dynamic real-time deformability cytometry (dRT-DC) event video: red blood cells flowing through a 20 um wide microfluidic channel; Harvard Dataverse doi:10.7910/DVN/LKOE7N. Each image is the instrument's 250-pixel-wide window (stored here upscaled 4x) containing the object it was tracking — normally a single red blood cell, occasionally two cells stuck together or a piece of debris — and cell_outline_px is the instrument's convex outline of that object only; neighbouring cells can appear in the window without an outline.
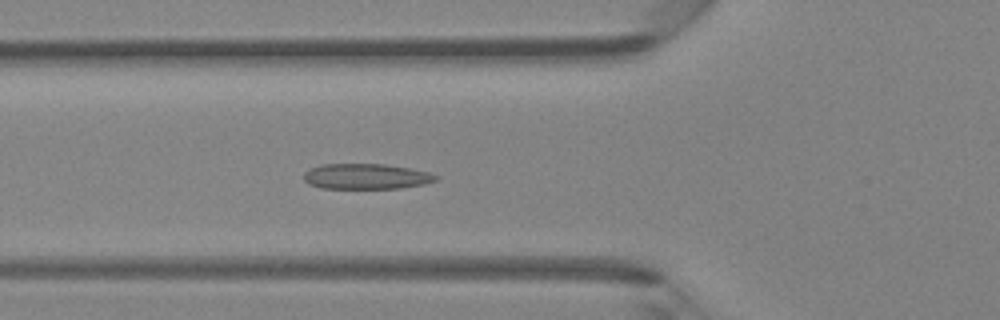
{"species": "Egyptian fruit bat (a non-hibernating species)", "species_latin": "Rousettus aegyptiacus", "temperature_condition": "room temperature", "stored_images_in_passage": 47, "camera_frame_rate_fps": 3000, "um_per_image_px": 0.085, "animal": {"sex": "female"}, "frame": {"image": 1, "passage_image": 17, "time_ms": 5.333, "image_size_px": [1000, 320], "cell_outline_px": [[440, 176], [436, 180], [424, 184], [400, 188], [320, 188], [308, 184], [304, 180], [304, 172], [320, 164], [384, 164], [408, 168], [428, 172]], "centroid_in_image_um": [31.1, 14.99], "position_along_channel_um": 94.7, "area_um2": 19.54}}
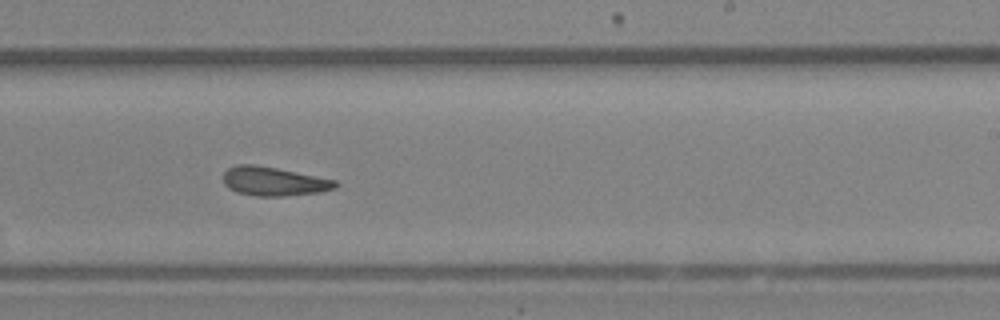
{"frame": {"image": 2, "passage_image": 29, "time_ms": 9.333, "image_size_px": [1000, 320], "cell_outline_px": [[340, 184], [336, 188], [320, 192], [284, 196], [256, 196], [236, 192], [228, 188], [224, 184], [224, 172], [228, 168], [236, 164], [252, 164], [276, 168], [336, 180]], "centroid_in_image_um": [23.27, 15.42], "position_along_channel_um": 265.7, "area_um2": 18.9}}
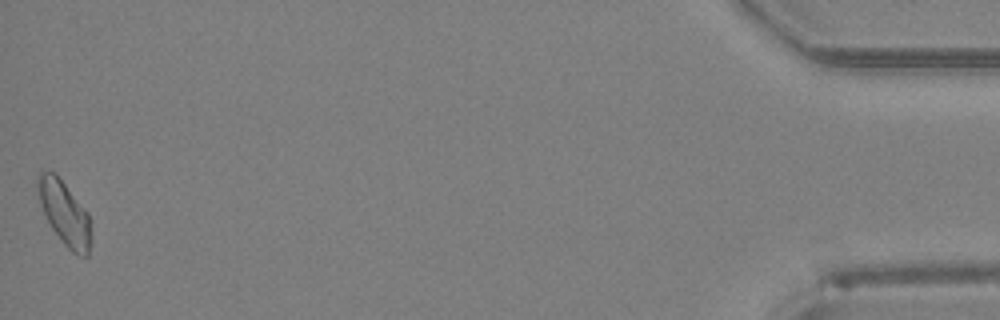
{"frame": {"image": 3, "passage_image": 47, "time_ms": 15.333, "image_size_px": [1000, 320], "cell_outline_px": [[92, 240], [88, 256], [80, 256], [72, 252], [64, 244], [52, 228], [40, 204], [36, 188], [36, 176], [40, 172], [56, 172], [88, 212], [92, 236]], "centroid_in_image_um": [5.5, 18.1], "position_along_channel_um": 429.7, "area_um2": 20.06}, "authors_computed_cell_mechanics": {"area_um2": 19.3052, "velocity_mm_per_s": 4.2897, "shape_relaxation_time_tau1_ms": 3.3545, "shape_relaxation_time_tau2_ms": 3.6345, "deformation_change_tau1": 0.1085, "deformation_change_tau2": 0.1282}}